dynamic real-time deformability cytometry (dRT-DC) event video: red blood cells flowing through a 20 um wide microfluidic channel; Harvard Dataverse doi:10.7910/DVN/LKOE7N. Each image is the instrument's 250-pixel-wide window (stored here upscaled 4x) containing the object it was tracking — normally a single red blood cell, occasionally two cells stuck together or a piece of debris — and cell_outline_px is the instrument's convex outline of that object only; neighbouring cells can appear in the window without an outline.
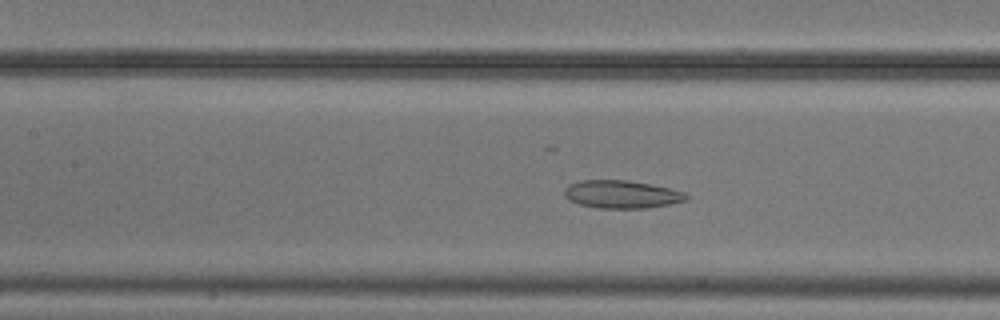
{"species": "common noctule bat (a hibernating species)", "species_latin": "Nyctalus noctula", "temperature_condition": "cold", "stored_images_in_passage": 39, "camera_frame_rate_fps": 3000, "um_per_image_px": 0.085, "animal": {"sex": "male", "body_mass_g": 20.5, "forearm_length_mm": 52.5}, "frame": {"image": 1, "passage_image": 20, "time_ms": 6.333, "image_size_px": [1000, 320], "cell_outline_px": [[688, 200], [648, 208], [600, 208], [580, 204], [568, 200], [564, 196], [564, 188], [568, 184], [580, 180], [628, 180], [668, 188], [684, 192], [688, 196]], "centroid_in_image_um": [52.8, 16.51], "position_along_channel_um": 154.6, "area_um2": 19.77}}
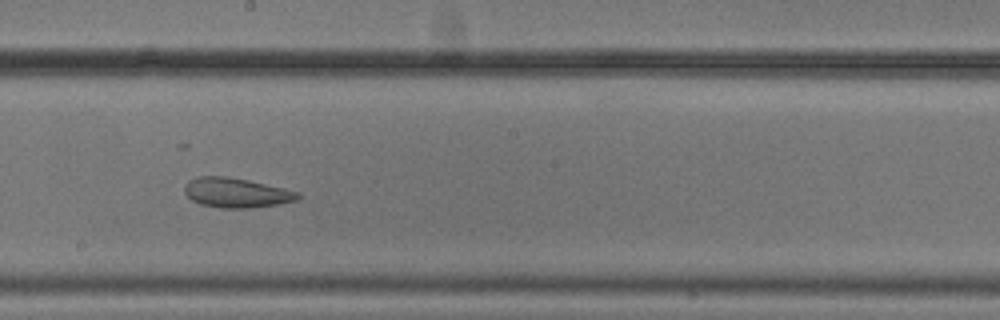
{"frame": {"image": 2, "passage_image": 26, "time_ms": 8.333, "image_size_px": [1000, 320], "cell_outline_px": [[300, 196], [296, 200], [280, 204], [248, 208], [220, 208], [200, 204], [192, 200], [184, 192], [184, 184], [188, 180], [200, 176], [228, 176], [248, 180], [284, 188], [300, 192]], "centroid_in_image_um": [20.07, 16.38], "position_along_channel_um": 228.1, "area_um2": 19.71}}
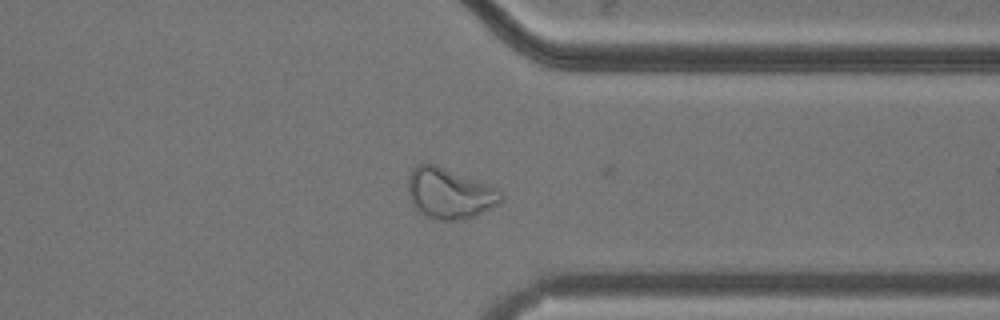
{"frame": {"image": 3, "passage_image": 38, "time_ms": 12.333, "image_size_px": [1000, 320], "cell_outline_px": [[504, 196], [496, 204], [464, 220], [432, 220], [424, 216], [412, 204], [408, 192], [408, 176], [412, 168], [416, 164], [436, 164], [488, 184], [496, 188]], "centroid_in_image_um": [38.14, 16.43], "position_along_channel_um": 373.3, "area_um2": 27.28}}